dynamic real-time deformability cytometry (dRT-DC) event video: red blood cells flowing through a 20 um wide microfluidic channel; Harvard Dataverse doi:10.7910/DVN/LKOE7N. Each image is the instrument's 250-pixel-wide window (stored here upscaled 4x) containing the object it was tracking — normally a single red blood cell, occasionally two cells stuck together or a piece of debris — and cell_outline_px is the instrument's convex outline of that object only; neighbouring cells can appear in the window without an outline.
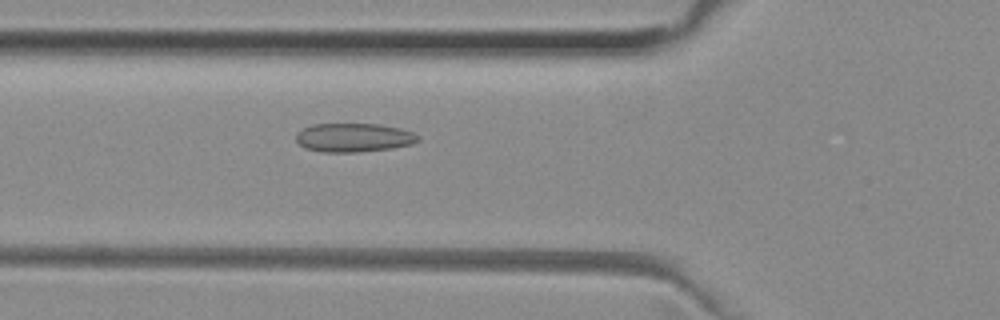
{"species": "common noctule bat (a hibernating species)", "species_latin": "Nyctalus noctula", "temperature_condition": "room temperature", "stored_images_in_passage": 52, "camera_frame_rate_fps": 3000, "um_per_image_px": 0.085, "animal": {"sex": "female", "body_mass_g": 29.2, "forearm_length_mm": 56.3}, "frame": {"image": 1, "passage_image": 19, "time_ms": 6.0, "image_size_px": [1000, 320], "cell_outline_px": [[420, 140], [412, 144], [392, 148], [356, 152], [324, 152], [304, 148], [296, 140], [296, 132], [312, 124], [380, 124], [400, 128], [412, 132], [420, 136]], "centroid_in_image_um": [30.07, 11.69], "position_along_channel_um": 95.7, "area_um2": 20.52}}
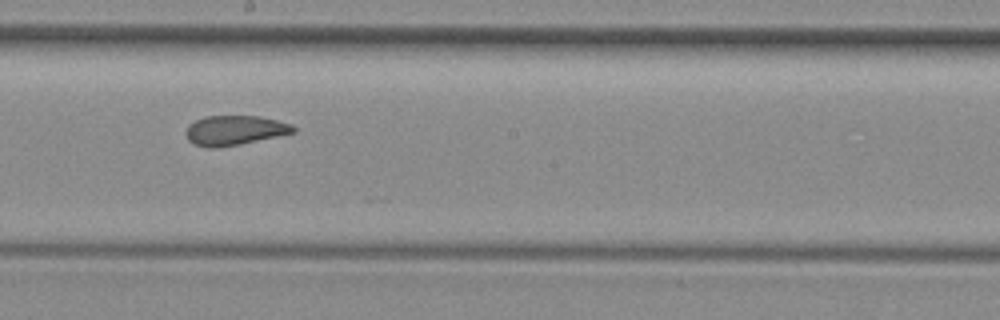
{"frame": {"image": 2, "passage_image": 29, "time_ms": 9.333, "image_size_px": [1000, 320], "cell_outline_px": [[296, 132], [240, 144], [216, 148], [208, 148], [192, 144], [188, 140], [184, 132], [188, 124], [196, 120], [208, 116], [260, 116], [292, 124], [296, 128]], "centroid_in_image_um": [19.91, 11.08], "position_along_channel_um": 228.3, "area_um2": 18.67}}
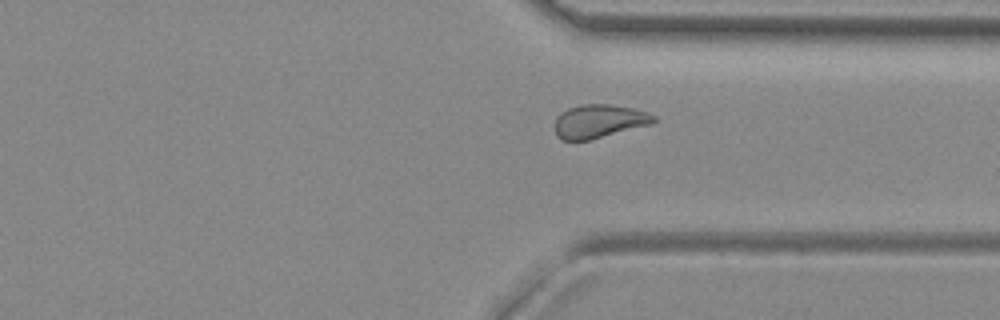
{"frame": {"image": 3, "passage_image": 39, "time_ms": 12.667, "image_size_px": [1000, 320], "cell_outline_px": [[656, 120], [652, 124], [588, 140], [560, 140], [556, 136], [556, 116], [560, 112], [568, 108], [580, 104], [608, 104], [632, 108], [648, 112], [656, 116]], "centroid_in_image_um": [50.91, 10.29], "position_along_channel_um": 360.5, "area_um2": 19.31}, "authors_computed_cell_mechanics": {"area_um2": 19.9699, "velocity_mm_per_s": 3.972, "shape_relaxation_time_tau1_ms": null, "shape_relaxation_time_tau2_ms": 1.9669, "deformation_change_tau1": null, "deformation_change_tau2": 0.0627}}